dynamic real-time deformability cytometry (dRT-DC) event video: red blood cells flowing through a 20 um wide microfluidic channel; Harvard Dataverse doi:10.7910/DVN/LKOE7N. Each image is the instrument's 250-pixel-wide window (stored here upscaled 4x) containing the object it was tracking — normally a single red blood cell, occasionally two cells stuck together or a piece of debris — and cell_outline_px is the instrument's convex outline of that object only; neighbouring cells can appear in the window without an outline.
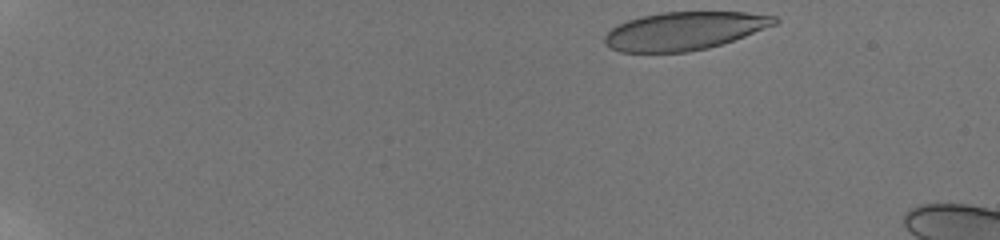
{"species": "human", "species_latin": "Homo sapiens", "temperature_condition": "room temperature", "stored_images_in_passage": 51, "camera_frame_rate_fps": 3000, "um_per_image_px": 0.085, "donor": {"sex": "male"}, "frame": {"image": 1, "passage_image": 1, "time_ms": 0.0, "image_size_px": [1000, 240], "cell_outline_px": [[780, 20], [776, 24], [744, 36], [708, 48], [688, 52], [620, 52], [604, 44], [604, 36], [612, 28], [628, 20], [640, 16], [660, 12], [748, 12], [776, 16]], "centroid_in_image_um": [58.16, 2.62], "position_along_channel_um": 26.8, "area_um2": 37.63}}
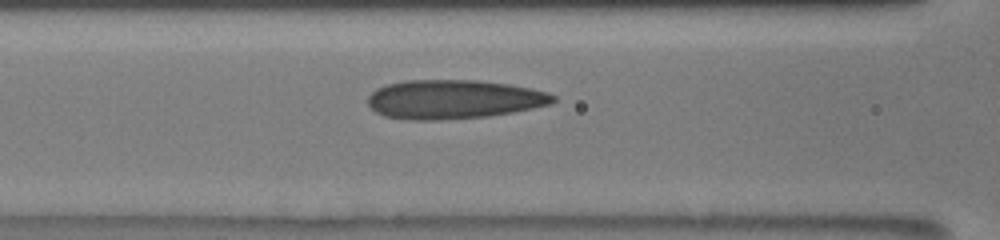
{"frame": {"image": 2, "passage_image": 19, "time_ms": 6.333, "image_size_px": [1000, 240], "cell_outline_px": [[556, 100], [552, 104], [512, 112], [488, 116], [440, 120], [408, 120], [384, 116], [376, 112], [368, 104], [368, 96], [376, 88], [388, 84], [404, 80], [476, 80], [508, 84], [548, 92], [556, 96]], "centroid_in_image_um": [38.55, 8.44], "position_along_channel_um": 128.1, "area_um2": 42.19}}
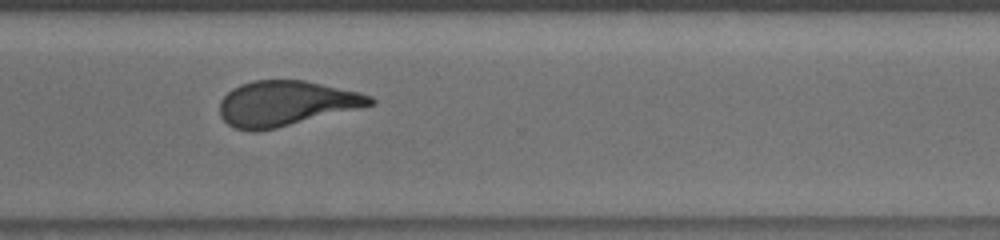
{"frame": {"image": 3, "passage_image": 50, "time_ms": 12.0, "image_size_px": [1000, 240], "cell_outline_px": [[376, 104], [276, 128], [256, 132], [236, 128], [228, 124], [220, 116], [220, 100], [232, 88], [240, 84], [252, 80], [304, 80], [360, 92], [372, 96], [376, 100]], "centroid_in_image_um": [24.3, 8.78], "position_along_channel_um": 346.3, "area_um2": 39.54}}